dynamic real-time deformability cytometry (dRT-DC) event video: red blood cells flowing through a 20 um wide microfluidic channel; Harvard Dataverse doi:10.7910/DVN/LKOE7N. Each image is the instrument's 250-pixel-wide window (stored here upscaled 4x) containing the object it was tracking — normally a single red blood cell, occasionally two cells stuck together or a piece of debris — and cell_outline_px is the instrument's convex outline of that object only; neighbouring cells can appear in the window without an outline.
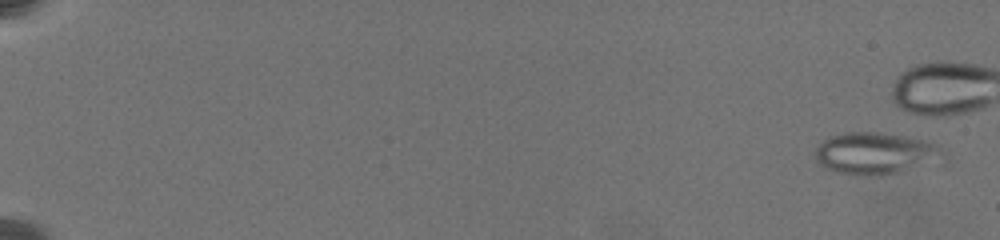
{"species": "common noctule bat (a hibernating species)", "species_latin": "Nyctalus noctula", "temperature_condition": "warm", "stored_images_in_passage": 11, "camera_frame_rate_fps": 3000, "um_per_image_px": 0.085, "animal": {"sex": "female", "body_mass_g": 19.5, "forearm_length_mm": 54.1}, "frame": {"image": 1, "passage_image": 2, "time_ms": 0.333, "image_size_px": [1000, 240], "cell_outline_px": [[940, 148], [904, 172], [868, 176], [852, 176], [832, 172], [824, 168], [816, 160], [812, 152], [824, 140], [832, 136], [844, 132], [884, 132], [924, 140], [936, 144]], "centroid_in_image_um": [74.08, 13.03], "position_along_channel_um": 10.9, "area_um2": 29.94}}